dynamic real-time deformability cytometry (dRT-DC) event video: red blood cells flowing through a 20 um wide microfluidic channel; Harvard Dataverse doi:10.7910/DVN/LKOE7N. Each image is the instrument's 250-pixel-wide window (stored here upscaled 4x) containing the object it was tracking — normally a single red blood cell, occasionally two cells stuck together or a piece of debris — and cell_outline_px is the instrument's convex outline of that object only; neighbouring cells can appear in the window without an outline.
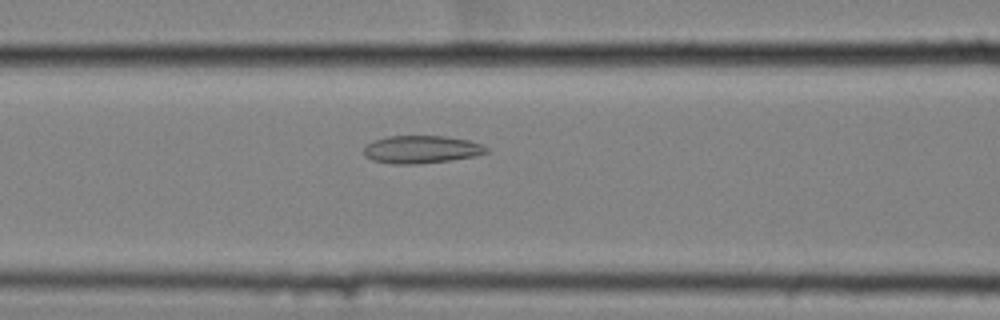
{"species": "common noctule bat (a hibernating species)", "species_latin": "Nyctalus noctula", "temperature_condition": "cold", "stored_images_in_passage": 16, "camera_frame_rate_fps": 3000, "um_per_image_px": 0.085, "animal": {"sex": "female", "body_mass_g": 25.1}, "frame": {"image": 1, "passage_image": 12, "time_ms": 3.667, "image_size_px": [1000, 320], "cell_outline_px": [[488, 152], [476, 156], [448, 160], [416, 164], [392, 164], [372, 160], [364, 156], [364, 148], [372, 140], [388, 136], [444, 136], [468, 140], [480, 144], [488, 148]], "centroid_in_image_um": [35.79, 12.7], "position_along_channel_um": 130.8, "area_um2": 19.77}}